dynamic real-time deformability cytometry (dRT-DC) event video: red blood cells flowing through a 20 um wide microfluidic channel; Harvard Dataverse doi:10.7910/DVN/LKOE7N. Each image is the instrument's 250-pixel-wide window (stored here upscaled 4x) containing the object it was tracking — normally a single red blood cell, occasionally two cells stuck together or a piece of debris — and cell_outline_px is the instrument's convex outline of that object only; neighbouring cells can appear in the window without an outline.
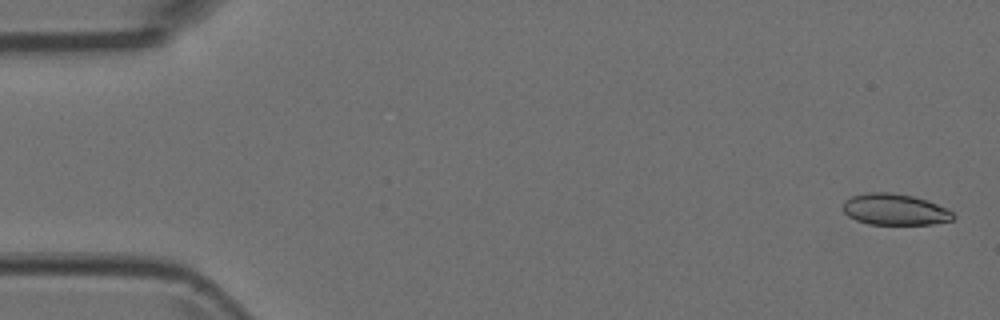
{"species": "Egyptian fruit bat (a non-hibernating species)", "species_latin": "Rousettus aegyptiacus", "temperature_condition": "room temperature", "stored_images_in_passage": 4, "camera_frame_rate_fps": 3000, "um_per_image_px": 0.085, "animal": {"sex": "female"}, "frame": {"image": 1, "passage_image": 1, "time_ms": 0.0, "image_size_px": [1000, 320], "cell_outline_px": [[956, 216], [952, 220], [932, 224], [868, 224], [856, 220], [848, 216], [844, 212], [844, 200], [852, 196], [864, 192], [892, 192], [912, 196], [928, 200], [952, 212]], "centroid_in_image_um": [76.04, 17.8], "position_along_channel_um": 9.0, "area_um2": 20.06}}
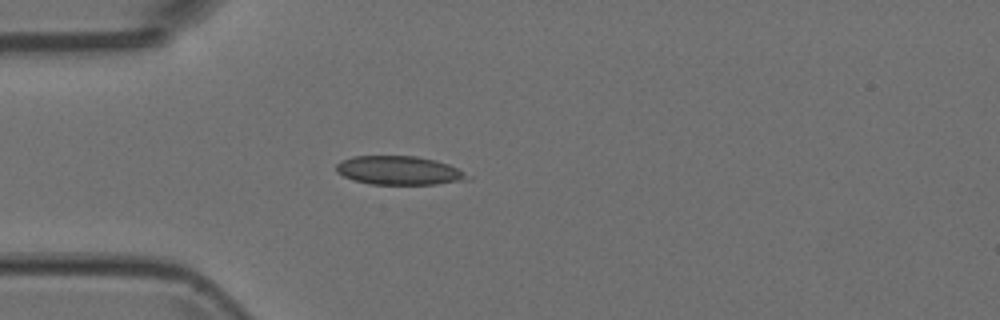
{"frame": {"image": 2, "passage_image": 4, "time_ms": 1.0, "image_size_px": [1000, 320], "cell_outline_px": [[472, 176], [468, 180], [436, 184], [372, 184], [356, 180], [344, 176], [336, 172], [336, 164], [340, 160], [352, 156], [416, 156], [436, 160], [448, 164]], "centroid_in_image_um": [33.93, 14.48], "position_along_channel_um": 51.1, "area_um2": 21.96}}